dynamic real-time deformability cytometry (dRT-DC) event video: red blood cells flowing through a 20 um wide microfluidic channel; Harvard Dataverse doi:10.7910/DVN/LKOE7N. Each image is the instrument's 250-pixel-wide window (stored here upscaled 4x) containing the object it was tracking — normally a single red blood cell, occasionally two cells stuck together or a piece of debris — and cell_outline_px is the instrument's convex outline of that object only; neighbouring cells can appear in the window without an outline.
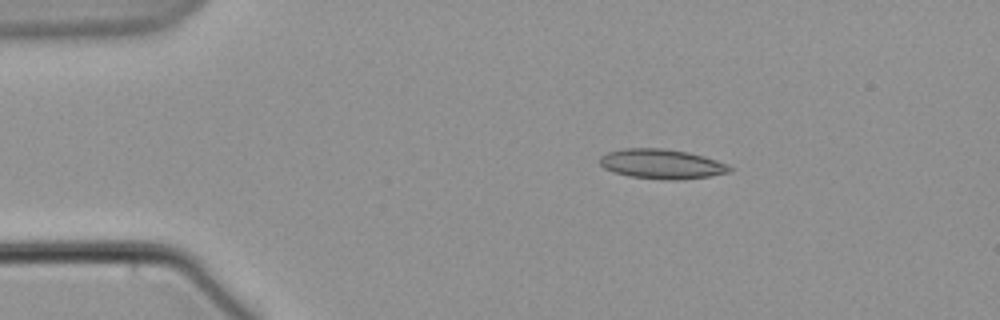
{"species": "common noctule bat (a hibernating species)", "species_latin": "Nyctalus noctula", "temperature_condition": "warm", "stored_images_in_passage": 3, "camera_frame_rate_fps": 3000, "um_per_image_px": 0.085, "animal": {"sex": "male", "body_mass_g": 21.5, "forearm_length_mm": 52.0}, "frame": {"image": 1, "passage_image": 1, "time_ms": 0.0, "image_size_px": [1000, 320], "cell_outline_px": [[732, 172], [708, 176], [676, 180], [664, 180], [628, 176], [604, 168], [600, 164], [600, 156], [608, 152], [624, 148], [660, 148], [688, 152], [704, 156], [728, 164], [732, 168]], "centroid_in_image_um": [56.26, 13.94], "position_along_channel_um": 28.7, "area_um2": 22.43}}